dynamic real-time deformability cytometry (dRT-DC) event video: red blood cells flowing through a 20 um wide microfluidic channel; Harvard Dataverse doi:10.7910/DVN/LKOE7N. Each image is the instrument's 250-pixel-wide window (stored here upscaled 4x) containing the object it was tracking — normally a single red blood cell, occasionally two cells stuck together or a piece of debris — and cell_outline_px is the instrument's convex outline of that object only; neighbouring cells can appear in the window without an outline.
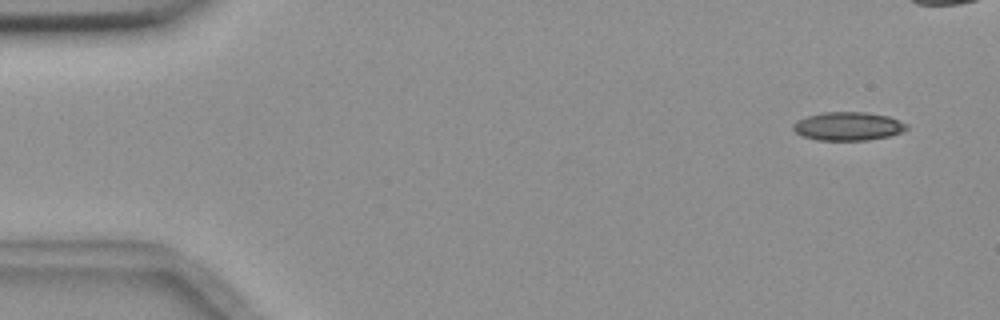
{"species": "common noctule bat (a hibernating species)", "species_latin": "Nyctalus noctula", "temperature_condition": "room temperature", "stored_images_in_passage": 5, "camera_frame_rate_fps": 3000, "um_per_image_px": 0.085, "animal": {"sex": "female", "body_mass_g": 18.4}, "frame": {"image": 1, "passage_image": 1, "time_ms": 0.0, "image_size_px": [1000, 320], "cell_outline_px": [[908, 128], [900, 132], [888, 136], [868, 140], [816, 140], [800, 136], [792, 128], [792, 124], [796, 120], [808, 116], [824, 112], [868, 112], [888, 116], [900, 120], [908, 124]], "centroid_in_image_um": [72.06, 10.73], "position_along_channel_um": 12.9, "area_um2": 18.96}}